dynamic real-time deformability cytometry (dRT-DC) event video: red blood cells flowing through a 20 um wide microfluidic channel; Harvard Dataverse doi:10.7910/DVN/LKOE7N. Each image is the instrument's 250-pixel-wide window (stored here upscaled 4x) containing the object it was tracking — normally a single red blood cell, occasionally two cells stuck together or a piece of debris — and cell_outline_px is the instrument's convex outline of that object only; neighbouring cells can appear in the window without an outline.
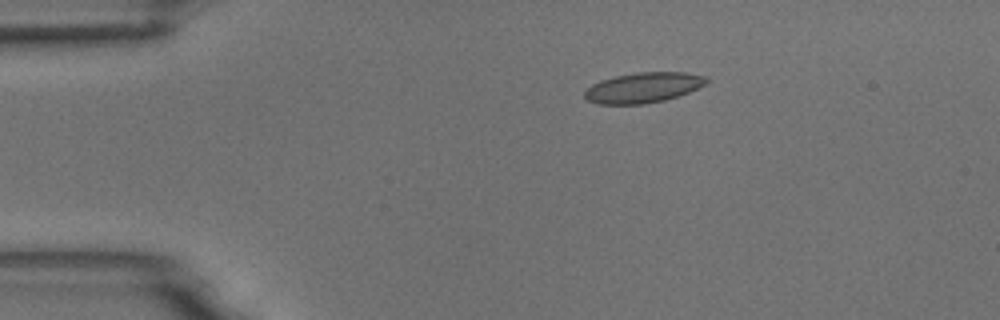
{"species": "common noctule bat (a hibernating species)", "species_latin": "Nyctalus noctula", "temperature_condition": "room temperature", "stored_images_in_passage": 2, "camera_frame_rate_fps": 3000, "um_per_image_px": 0.085, "animal": {"sex": "male", "body_mass_g": 18.8}, "frame": {"image": 1, "passage_image": 1, "time_ms": 0.0, "image_size_px": [1000, 320], "cell_outline_px": [[708, 80], [704, 84], [688, 92], [664, 100], [644, 104], [600, 104], [588, 100], [584, 96], [584, 92], [592, 84], [600, 80], [616, 76], [636, 72], [684, 72], [708, 76]], "centroid_in_image_um": [54.66, 7.44], "position_along_channel_um": 30.3, "area_um2": 21.33}}